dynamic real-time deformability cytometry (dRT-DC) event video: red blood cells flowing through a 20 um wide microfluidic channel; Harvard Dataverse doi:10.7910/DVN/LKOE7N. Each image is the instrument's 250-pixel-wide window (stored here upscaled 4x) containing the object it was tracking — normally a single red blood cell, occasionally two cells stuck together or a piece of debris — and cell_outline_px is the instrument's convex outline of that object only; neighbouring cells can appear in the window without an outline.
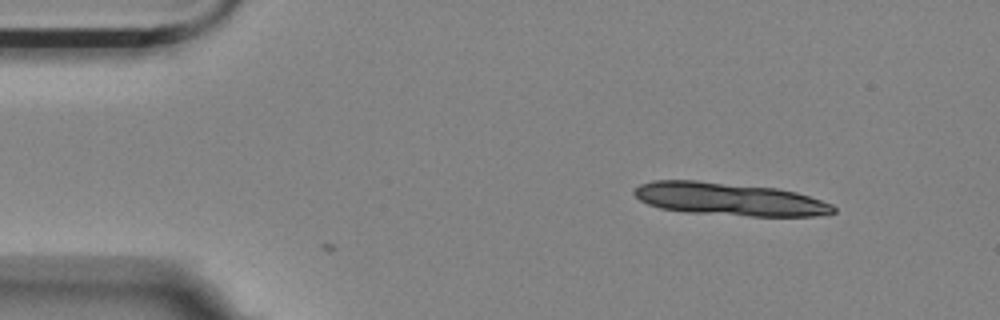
{"species": "Egyptian fruit bat (a non-hibernating species)", "species_latin": "Rousettus aegyptiacus", "temperature_condition": "room temperature", "stored_images_in_passage": 2, "camera_frame_rate_fps": 3000, "um_per_image_px": 0.085, "animal": {"sex": "female"}, "frame": {"image": 1, "passage_image": 2, "time_ms": 0.333, "image_size_px": [1000, 320], "cell_outline_px": [[836, 212], [816, 216], [748, 216], [688, 212], [660, 208], [648, 204], [640, 200], [632, 192], [640, 184], [652, 180], [696, 180], [776, 188], [796, 192], [832, 204], [836, 208]], "centroid_in_image_um": [61.98, 16.92], "position_along_channel_um": 23.0, "area_um2": 38.03}}